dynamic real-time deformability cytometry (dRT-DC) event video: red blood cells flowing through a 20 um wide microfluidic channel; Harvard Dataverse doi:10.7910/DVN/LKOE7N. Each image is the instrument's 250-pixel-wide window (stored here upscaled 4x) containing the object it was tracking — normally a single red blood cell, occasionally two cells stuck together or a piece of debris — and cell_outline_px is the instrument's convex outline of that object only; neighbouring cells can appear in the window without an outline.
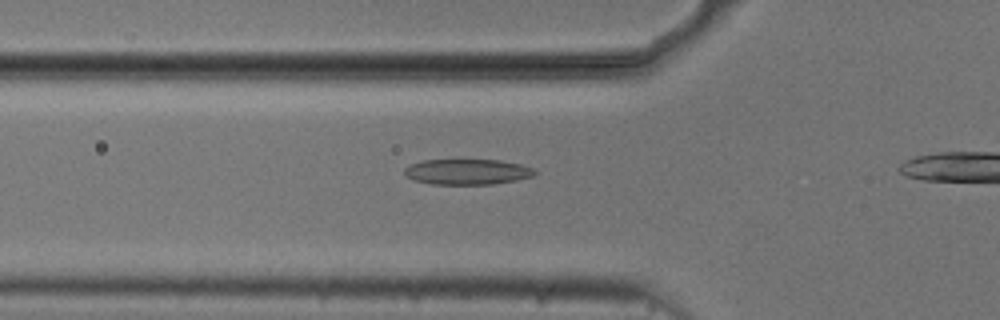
{"species": "common noctule bat (a hibernating species)", "species_latin": "Nyctalus noctula", "temperature_condition": "cold", "stored_images_in_passage": 14, "camera_frame_rate_fps": 3000, "um_per_image_px": 0.085, "animal": {"sex": "male", "body_mass_g": 20.5, "forearm_length_mm": 52.5}, "frame": {"image": 1, "passage_image": 12, "time_ms": 3.667, "image_size_px": [1000, 320], "cell_outline_px": [[536, 172], [532, 176], [516, 180], [492, 184], [432, 184], [412, 180], [404, 172], [404, 168], [408, 164], [424, 160], [456, 156], [500, 160], [520, 164], [532, 168]], "centroid_in_image_um": [39.64, 14.54], "position_along_channel_um": 86.2, "area_um2": 20.4}}